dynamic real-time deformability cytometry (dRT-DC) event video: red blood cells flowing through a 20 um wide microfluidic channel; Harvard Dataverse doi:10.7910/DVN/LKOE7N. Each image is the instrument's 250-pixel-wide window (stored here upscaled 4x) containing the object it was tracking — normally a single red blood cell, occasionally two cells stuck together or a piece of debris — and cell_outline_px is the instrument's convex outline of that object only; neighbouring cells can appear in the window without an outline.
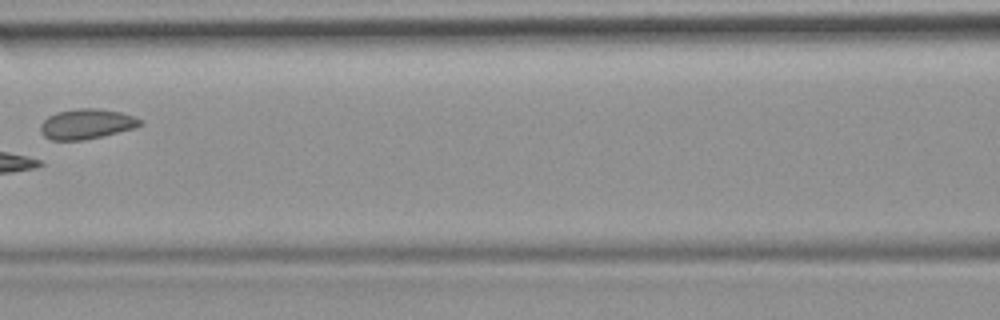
{"species": "common noctule bat (a hibernating species)", "species_latin": "Nyctalus noctula", "temperature_condition": "room temperature", "stored_images_in_passage": 7, "camera_frame_rate_fps": 3000, "um_per_image_px": 0.085, "animal": {"sex": "female", "body_mass_g": 19.9}, "frame": {"image": 1, "passage_image": 6, "time_ms": 6.667, "image_size_px": [1000, 320], "cell_outline_px": [[144, 124], [136, 128], [84, 140], [52, 140], [44, 136], [40, 132], [40, 124], [48, 116], [56, 112], [76, 108], [100, 108], [120, 112], [144, 120]], "centroid_in_image_um": [7.37, 10.53], "position_along_channel_um": 159.2, "area_um2": 17.69}}
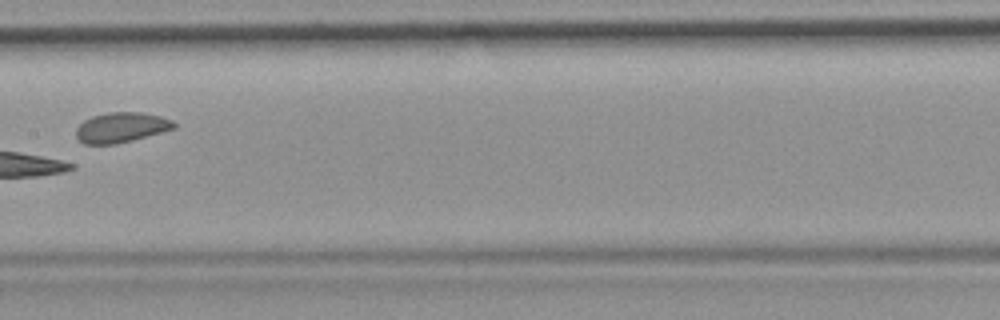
{"frame": {"image": 2, "passage_image": 7, "time_ms": 7.667, "image_size_px": [1000, 320], "cell_outline_px": [[176, 128], [132, 140], [116, 144], [84, 144], [76, 136], [76, 128], [84, 120], [92, 116], [108, 112], [140, 112], [160, 116], [172, 120], [176, 124]], "centroid_in_image_um": [10.3, 10.83], "position_along_channel_um": 197.1, "area_um2": 17.11}}